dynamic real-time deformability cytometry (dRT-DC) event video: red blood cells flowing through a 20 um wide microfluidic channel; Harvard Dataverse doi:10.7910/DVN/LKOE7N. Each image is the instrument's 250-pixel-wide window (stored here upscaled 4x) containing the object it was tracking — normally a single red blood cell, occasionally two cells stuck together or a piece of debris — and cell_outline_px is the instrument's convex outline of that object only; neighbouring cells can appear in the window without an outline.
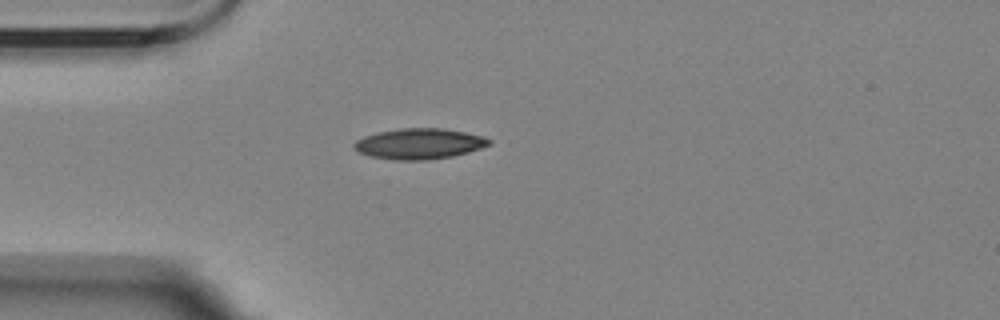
{"species": "Egyptian fruit bat (a non-hibernating species)", "species_latin": "Rousettus aegyptiacus", "temperature_condition": "room temperature", "stored_images_in_passage": 2, "camera_frame_rate_fps": 3000, "um_per_image_px": 0.085, "animal": {"sex": "female"}, "frame": {"image": 1, "passage_image": 1, "time_ms": 0.0, "image_size_px": [1000, 320], "cell_outline_px": [[492, 144], [468, 152], [452, 156], [428, 160], [392, 160], [368, 156], [356, 152], [352, 148], [352, 144], [356, 140], [364, 136], [380, 132], [400, 128], [444, 128], [484, 136], [492, 140]], "centroid_in_image_um": [35.6, 12.22], "position_along_channel_um": 49.4, "area_um2": 24.39}}